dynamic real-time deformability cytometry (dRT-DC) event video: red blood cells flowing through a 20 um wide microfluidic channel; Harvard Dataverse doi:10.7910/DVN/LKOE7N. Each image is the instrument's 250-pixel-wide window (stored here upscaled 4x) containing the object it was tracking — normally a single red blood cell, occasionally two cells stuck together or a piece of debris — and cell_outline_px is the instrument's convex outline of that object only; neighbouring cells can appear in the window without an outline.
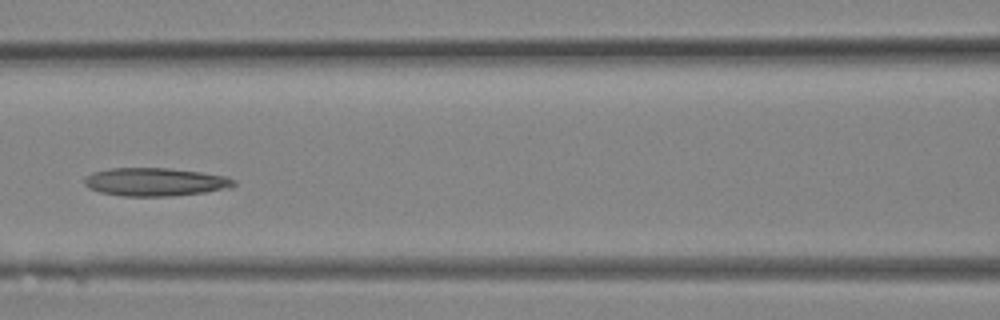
{"species": "Egyptian fruit bat (a non-hibernating species)", "species_latin": "Rousettus aegyptiacus", "temperature_condition": "room temperature", "stored_images_in_passage": 13, "camera_frame_rate_fps": 3000, "um_per_image_px": 0.085, "animal": {"sex": "female"}, "frame": {"image": 1, "passage_image": 10, "time_ms": 3.0, "image_size_px": [1000, 320], "cell_outline_px": [[236, 184], [232, 188], [204, 192], [168, 196], [124, 196], [100, 192], [88, 188], [84, 184], [84, 176], [92, 172], [112, 168], [168, 168], [200, 172], [228, 176], [236, 180]], "centroid_in_image_um": [13.2, 15.46], "position_along_channel_um": 153.4, "area_um2": 24.68}}
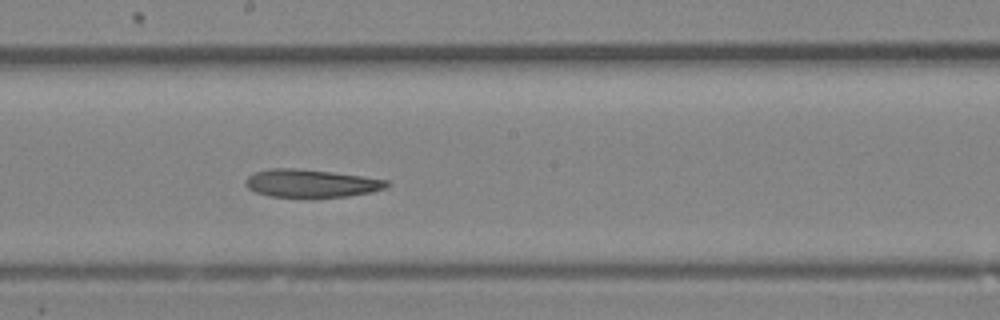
{"frame": {"image": 2, "passage_image": 13, "time_ms": 4.0, "image_size_px": [1000, 320], "cell_outline_px": [[388, 188], [372, 192], [348, 196], [272, 196], [256, 192], [248, 188], [244, 184], [244, 180], [248, 176], [256, 172], [268, 168], [296, 168], [332, 172], [364, 176], [388, 180]], "centroid_in_image_um": [26.46, 15.56], "position_along_channel_um": 221.7, "area_um2": 22.77}}